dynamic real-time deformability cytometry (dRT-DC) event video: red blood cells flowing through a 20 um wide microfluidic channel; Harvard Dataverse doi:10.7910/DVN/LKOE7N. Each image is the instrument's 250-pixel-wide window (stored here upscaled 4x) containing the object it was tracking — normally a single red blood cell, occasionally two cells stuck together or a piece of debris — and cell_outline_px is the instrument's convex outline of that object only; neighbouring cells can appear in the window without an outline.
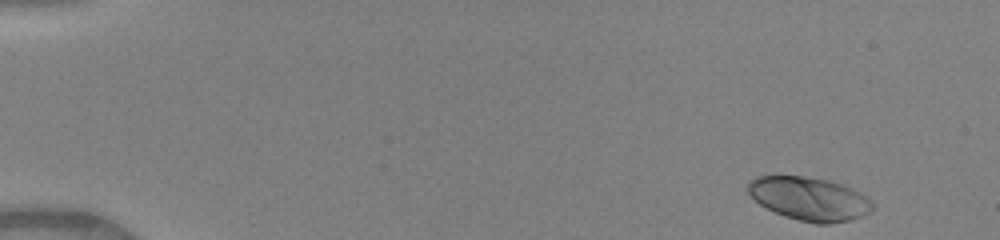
{"species": "human", "species_latin": "Homo sapiens", "temperature_condition": "warm", "stored_images_in_passage": 47, "camera_frame_rate_fps": 3000, "um_per_image_px": 0.085, "donor": {"sex": "female"}, "frame": {"image": 1, "passage_image": 1, "time_ms": 0.0, "image_size_px": [1000, 240], "cell_outline_px": [[876, 208], [872, 212], [864, 216], [848, 220], [828, 224], [816, 224], [784, 216], [760, 204], [748, 192], [748, 180], [756, 176], [804, 176], [828, 180], [840, 184], [860, 192], [872, 200]], "centroid_in_image_um": [68.84, 16.9], "position_along_channel_um": 16.2, "area_um2": 31.56}}
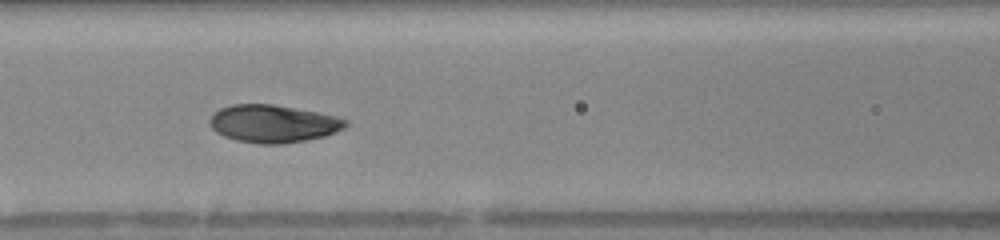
{"frame": {"image": 2, "passage_image": 20, "time_ms": 6.333, "image_size_px": [1000, 240], "cell_outline_px": [[348, 124], [344, 128], [336, 132], [324, 136], [308, 140], [284, 144], [256, 144], [236, 140], [224, 136], [216, 132], [208, 124], [208, 120], [212, 112], [220, 108], [232, 104], [272, 104], [316, 112], [336, 116], [348, 120]], "centroid_in_image_um": [23.18, 10.52], "position_along_channel_um": 143.4, "area_um2": 30.11}}
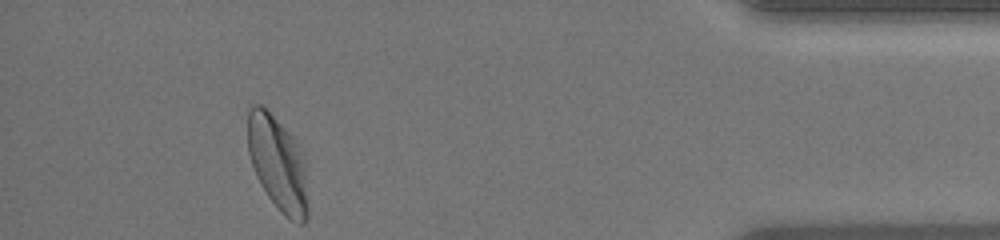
{"frame": {"image": 3, "passage_image": 43, "time_ms": 14.0, "image_size_px": [1000, 240], "cell_outline_px": [[308, 216], [304, 224], [300, 224], [284, 216], [268, 196], [260, 184], [256, 176], [248, 152], [248, 108], [252, 104], [260, 104], [296, 140], [300, 148], [304, 160], [308, 204]], "centroid_in_image_um": [23.62, 13.93], "position_along_channel_um": 411.6, "area_um2": 33.06}, "authors_computed_cell_mechanics": {"area_um2": 30.1138, "velocity_mm_per_s": 4.0904, "shape_relaxation_time_tau1_ms": 2.3818, "shape_relaxation_time_tau2_ms": null, "deformation_change_tau1": 0.1546, "deformation_change_tau2": null}}